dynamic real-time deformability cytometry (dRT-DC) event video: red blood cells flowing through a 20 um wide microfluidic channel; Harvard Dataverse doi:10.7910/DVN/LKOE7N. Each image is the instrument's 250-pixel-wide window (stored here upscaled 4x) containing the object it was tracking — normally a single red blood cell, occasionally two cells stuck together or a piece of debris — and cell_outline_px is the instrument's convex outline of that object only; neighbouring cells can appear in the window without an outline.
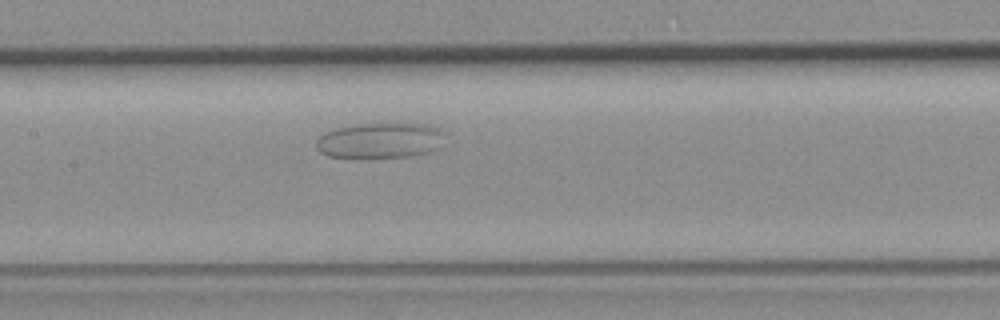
{"species": "common noctule bat (a hibernating species)", "species_latin": "Nyctalus noctula", "temperature_condition": "room temperature", "stored_images_in_passage": 6, "camera_frame_rate_fps": 3000, "um_per_image_px": 0.085, "animal": {"sex": "female", "body_mass_g": 19.3, "forearm_length_mm": 54.1}, "frame": {"image": 1, "passage_image": 6, "time_ms": 5.667, "image_size_px": [1000, 320], "cell_outline_px": [[448, 132], [440, 148], [428, 152], [412, 156], [328, 156], [320, 152], [316, 148], [316, 140], [324, 132], [336, 128], [360, 124], [428, 124], [440, 128]], "centroid_in_image_um": [32.39, 11.92], "position_along_channel_um": 175.0, "area_um2": 26.47}}